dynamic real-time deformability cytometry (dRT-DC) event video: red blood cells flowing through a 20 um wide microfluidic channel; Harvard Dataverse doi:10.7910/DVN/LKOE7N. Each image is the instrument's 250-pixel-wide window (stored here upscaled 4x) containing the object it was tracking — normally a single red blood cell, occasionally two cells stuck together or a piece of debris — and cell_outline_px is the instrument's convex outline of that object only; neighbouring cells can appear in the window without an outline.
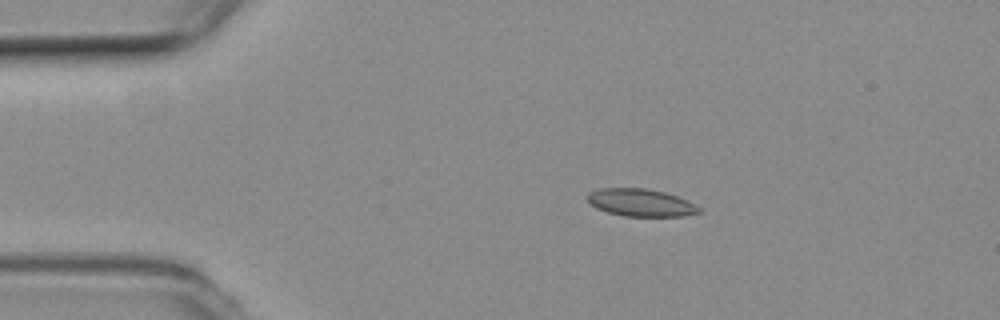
{"species": "common noctule bat (a hibernating species)", "species_latin": "Nyctalus noctula", "temperature_condition": "room temperature", "stored_images_in_passage": 53, "camera_frame_rate_fps": 3000, "um_per_image_px": 0.085, "animal": {"sex": "female", "body_mass_g": 19.3, "forearm_length_mm": 54.1}, "frame": {"image": 1, "passage_image": 9, "time_ms": 2.667, "image_size_px": [1000, 320], "cell_outline_px": [[700, 212], [684, 216], [624, 216], [608, 212], [596, 208], [588, 204], [588, 192], [600, 188], [644, 188], [664, 192], [688, 200], [696, 204], [700, 208]], "centroid_in_image_um": [54.45, 17.22], "position_along_channel_um": 30.6, "area_um2": 17.92}}
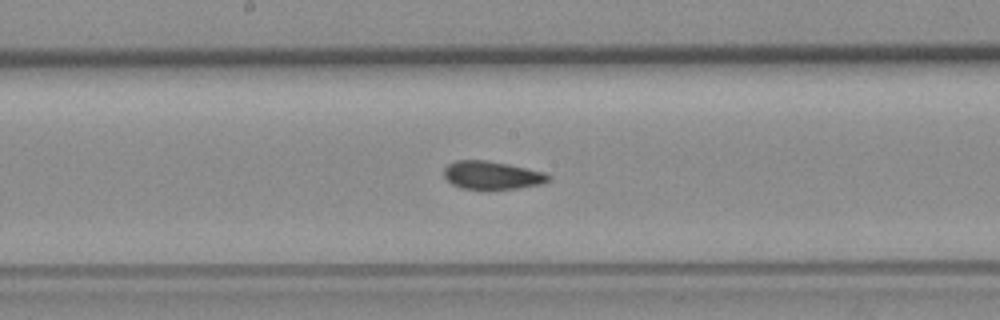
{"frame": {"image": 2, "passage_image": 27, "time_ms": 8.667, "image_size_px": [1000, 320], "cell_outline_px": [[552, 176], [548, 180], [540, 184], [516, 188], [460, 188], [452, 184], [444, 176], [444, 168], [448, 164], [456, 160], [484, 160], [508, 164], [544, 172]], "centroid_in_image_um": [41.79, 14.88], "position_along_channel_um": 206.4, "area_um2": 16.76}}
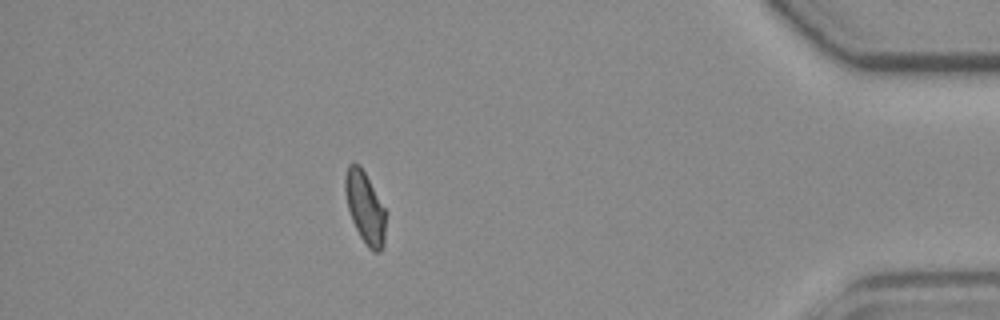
{"frame": {"image": 3, "passage_image": 47, "time_ms": 15.333, "image_size_px": [1000, 320], "cell_outline_px": [[384, 244], [380, 252], [372, 252], [368, 248], [360, 236], [352, 220], [348, 208], [344, 192], [344, 180], [348, 164], [360, 164], [384, 208]], "centroid_in_image_um": [31.0, 17.65], "position_along_channel_um": 404.2, "area_um2": 16.65}, "authors_computed_cell_mechanics": {"area_um2": 17.3978, "velocity_mm_per_s": 3.7336, "shape_relaxation_time_tau1_ms": 8.4879, "shape_relaxation_time_tau2_ms": 2.4909, "deformation_change_tau1": 0.1559, "deformation_change_tau2": 0.0738}}